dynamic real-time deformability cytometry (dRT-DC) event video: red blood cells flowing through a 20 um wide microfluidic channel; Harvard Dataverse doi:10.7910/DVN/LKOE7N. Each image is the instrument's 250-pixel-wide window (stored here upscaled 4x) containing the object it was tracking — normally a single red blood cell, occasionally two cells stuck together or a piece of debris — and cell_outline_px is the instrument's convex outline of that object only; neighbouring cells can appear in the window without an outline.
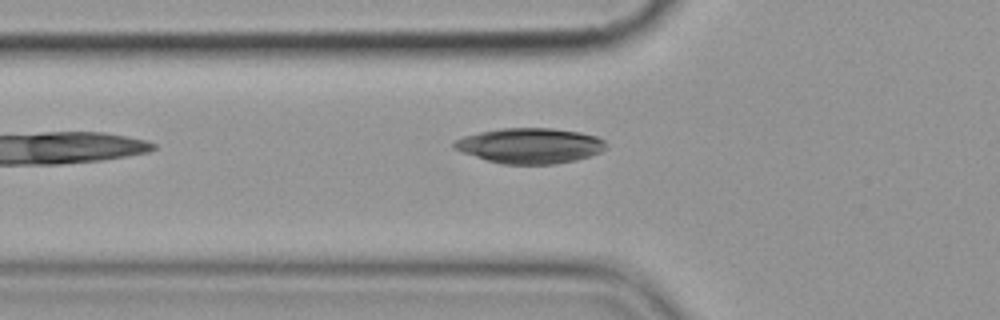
{"species": "common noctule bat (a hibernating species)", "species_latin": "Nyctalus noctula", "temperature_condition": "cold", "stored_images_in_passage": 2, "camera_frame_rate_fps": 3000, "um_per_image_px": 0.085, "animal": {"sex": "female", "body_mass_g": 19.9}, "frame": {"image": 1, "passage_image": 2, "time_ms": 1.333, "image_size_px": [1000, 320], "cell_outline_px": [[608, 144], [600, 152], [576, 160], [552, 164], [500, 164], [460, 152], [452, 148], [452, 144], [456, 140], [464, 136], [480, 132], [500, 128], [552, 128], [580, 132], [596, 136], [604, 140]], "centroid_in_image_um": [45.02, 12.38], "position_along_channel_um": 80.8, "area_um2": 31.33}}